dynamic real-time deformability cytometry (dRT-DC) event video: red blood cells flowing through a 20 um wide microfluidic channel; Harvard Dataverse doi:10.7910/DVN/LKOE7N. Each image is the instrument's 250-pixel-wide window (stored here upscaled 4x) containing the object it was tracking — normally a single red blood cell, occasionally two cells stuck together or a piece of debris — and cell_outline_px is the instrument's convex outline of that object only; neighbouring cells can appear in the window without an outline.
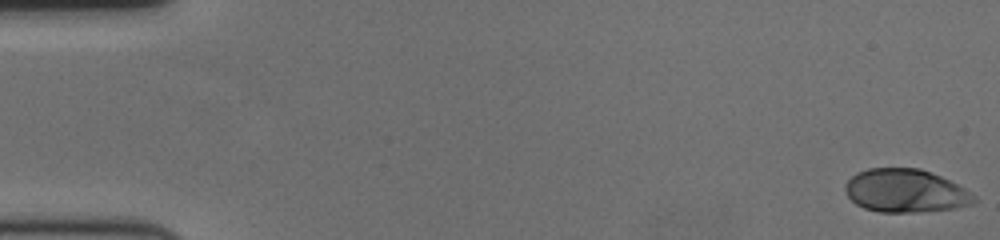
{"species": "human", "species_latin": "Homo sapiens", "temperature_condition": "cold", "stored_images_in_passage": 60, "camera_frame_rate_fps": 3000, "um_per_image_px": 0.085, "donor": {"sex": "female"}, "frame": {"image": 1, "passage_image": 1, "time_ms": 0.0, "image_size_px": [1000, 240], "cell_outline_px": [[976, 204], [952, 208], [912, 212], [880, 212], [864, 208], [856, 204], [848, 196], [844, 188], [844, 184], [856, 172], [868, 168], [920, 168], [940, 176], [964, 188], [976, 196]], "centroid_in_image_um": [76.95, 16.21], "position_along_channel_um": 8.1, "area_um2": 32.37}}
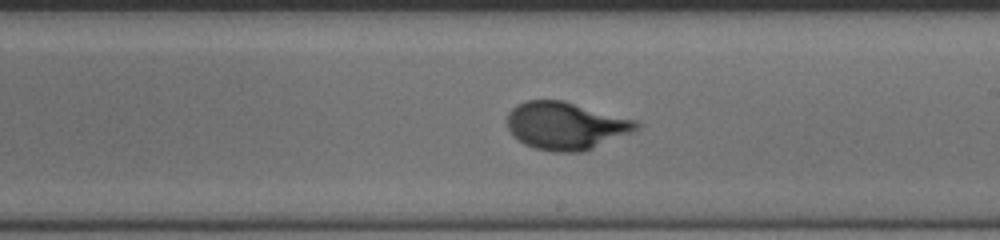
{"frame": {"image": 2, "passage_image": 35, "time_ms": 11.333, "image_size_px": [1000, 240], "cell_outline_px": [[640, 128], [632, 132], [584, 152], [552, 152], [536, 148], [524, 144], [512, 136], [508, 128], [508, 112], [516, 104], [524, 100], [564, 100], [636, 120], [640, 124]], "centroid_in_image_um": [48.08, 10.69], "position_along_channel_um": 240.9, "area_um2": 36.07}}
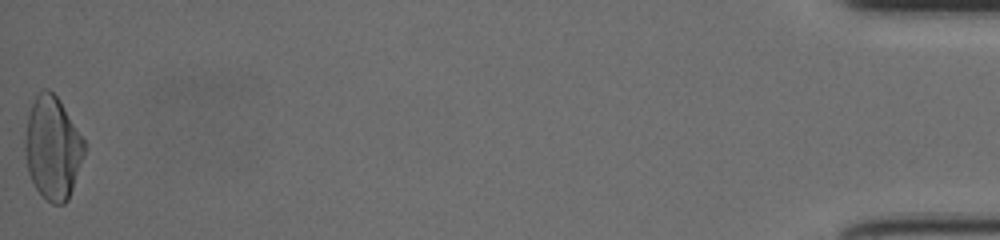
{"frame": {"image": 3, "passage_image": 60, "time_ms": 19.667, "image_size_px": [1000, 240], "cell_outline_px": [[88, 148], [68, 200], [64, 204], [52, 204], [36, 188], [28, 172], [24, 152], [24, 140], [28, 116], [32, 104], [36, 96], [44, 88], [48, 88], [60, 100], [84, 140]], "centroid_in_image_um": [4.49, 12.58], "position_along_channel_um": 430.7, "area_um2": 35.66}, "authors_computed_cell_mechanics": {"area_um2": 34.0731, "velocity_mm_per_s": 3.4743, "shape_relaxation_time_tau1_ms": 3.9172, "shape_relaxation_time_tau2_ms": null, "deformation_change_tau1": 0.1987, "deformation_change_tau2": null}}